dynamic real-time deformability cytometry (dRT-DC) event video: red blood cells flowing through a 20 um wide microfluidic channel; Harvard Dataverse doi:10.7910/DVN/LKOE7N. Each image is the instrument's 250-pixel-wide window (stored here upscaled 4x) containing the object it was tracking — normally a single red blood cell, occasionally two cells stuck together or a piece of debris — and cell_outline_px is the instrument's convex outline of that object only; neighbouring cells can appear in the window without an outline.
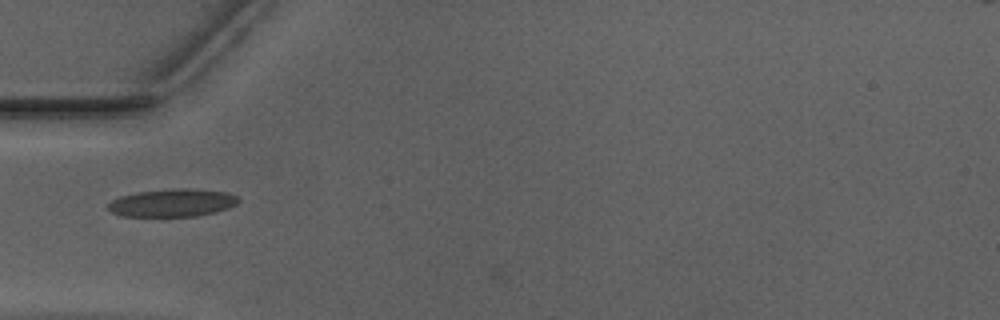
{"species": "Egyptian fruit bat (a non-hibernating species)", "species_latin": "Rousettus aegyptiacus", "temperature_condition": "warm", "stored_images_in_passage": 4, "camera_frame_rate_fps": 3000, "um_per_image_px": 0.085, "animal": {"sex": "male"}, "frame": {"image": 1, "passage_image": 2, "time_ms": 0.333, "image_size_px": [1000, 320], "cell_outline_px": [[240, 200], [236, 204], [228, 208], [216, 212], [196, 216], [120, 216], [112, 212], [108, 208], [108, 204], [112, 200], [120, 196], [136, 192], [168, 188], [192, 188], [228, 192], [236, 196]], "centroid_in_image_um": [14.66, 17.22], "position_along_channel_um": 70.3, "area_um2": 21.33}}